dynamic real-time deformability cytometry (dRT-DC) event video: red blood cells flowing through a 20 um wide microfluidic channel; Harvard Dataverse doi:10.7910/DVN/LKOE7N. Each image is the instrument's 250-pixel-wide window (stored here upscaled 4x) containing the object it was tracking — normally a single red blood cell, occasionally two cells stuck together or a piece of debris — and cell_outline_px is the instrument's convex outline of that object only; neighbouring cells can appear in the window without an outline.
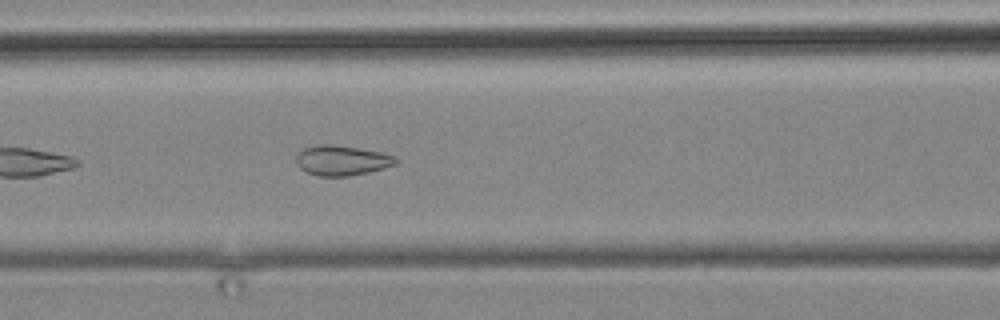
{"species": "common noctule bat (a hibernating species)", "species_latin": "Nyctalus noctula", "temperature_condition": "cold", "stored_images_in_passage": 3, "camera_frame_rate_fps": 3000, "um_per_image_px": 0.085, "animal": {"sex": "male", "body_mass_g": 19.2, "forearm_length_mm": 51.8}, "frame": {"image": 1, "passage_image": 3, "time_ms": 2.333, "image_size_px": [1000, 320], "cell_outline_px": [[396, 164], [384, 168], [368, 172], [348, 176], [320, 176], [308, 172], [300, 168], [296, 164], [296, 156], [304, 148], [320, 144], [332, 144], [380, 152], [396, 156]], "centroid_in_image_um": [29.05, 13.63], "position_along_channel_um": 137.6, "area_um2": 17.22}}